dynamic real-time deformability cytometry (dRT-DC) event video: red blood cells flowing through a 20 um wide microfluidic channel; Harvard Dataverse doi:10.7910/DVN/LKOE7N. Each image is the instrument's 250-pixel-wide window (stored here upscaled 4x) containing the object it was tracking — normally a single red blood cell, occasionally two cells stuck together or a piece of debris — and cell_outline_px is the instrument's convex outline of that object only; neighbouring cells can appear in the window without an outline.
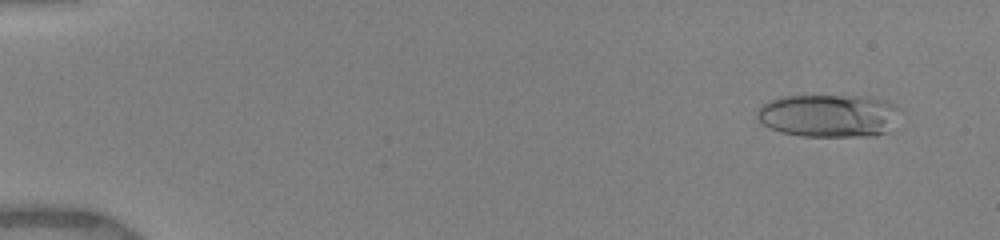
{"species": "human", "species_latin": "Homo sapiens", "temperature_condition": "warm", "stored_images_in_passage": 59, "camera_frame_rate_fps": 3000, "um_per_image_px": 0.085, "donor": {"sex": "female"}, "frame": {"image": 1, "passage_image": 4, "time_ms": 0.333, "image_size_px": [1000, 240], "cell_outline_px": [[900, 108], [884, 132], [876, 136], [800, 136], [780, 132], [764, 124], [756, 116], [756, 112], [760, 104], [768, 100], [784, 96], [864, 96], [884, 100]], "centroid_in_image_um": [70.34, 9.82], "position_along_channel_um": 14.7, "area_um2": 35.37}}
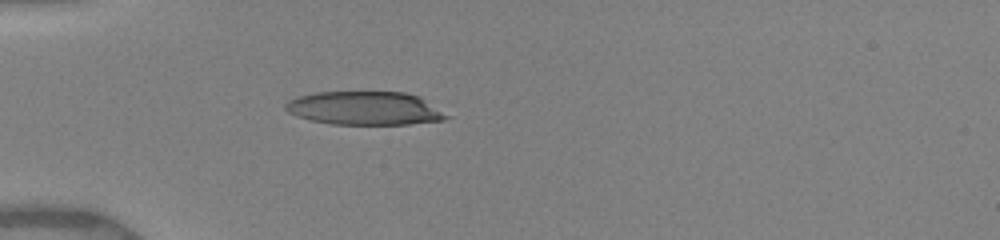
{"frame": {"image": 2, "passage_image": 40, "time_ms": 4.333, "image_size_px": [1000, 240], "cell_outline_px": [[452, 116], [444, 120], [408, 124], [332, 124], [308, 120], [296, 116], [288, 112], [284, 108], [284, 104], [288, 100], [296, 96], [316, 92], [404, 92], [420, 96]], "centroid_in_image_um": [31.0, 9.2], "position_along_channel_um": 54.0, "area_um2": 31.73}}